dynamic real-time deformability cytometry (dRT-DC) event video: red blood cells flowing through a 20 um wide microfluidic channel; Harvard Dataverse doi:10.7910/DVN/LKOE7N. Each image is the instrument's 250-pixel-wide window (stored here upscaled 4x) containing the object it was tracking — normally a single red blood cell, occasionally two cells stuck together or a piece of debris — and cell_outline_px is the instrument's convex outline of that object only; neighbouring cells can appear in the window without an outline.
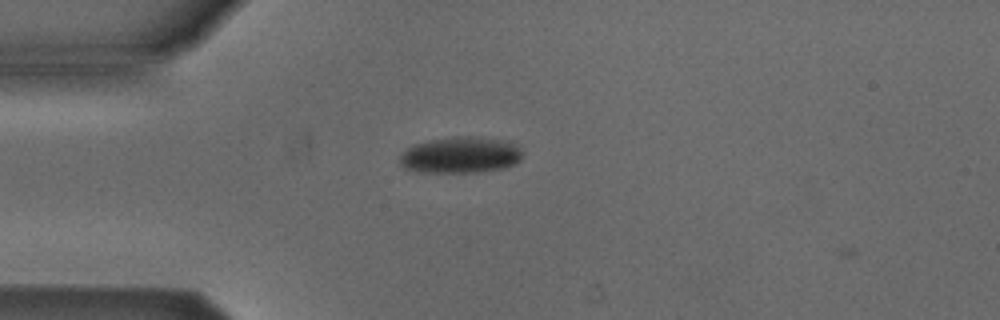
{"species": "Egyptian fruit bat (a non-hibernating species)", "species_latin": "Rousettus aegyptiacus", "temperature_condition": "cold", "stored_images_in_passage": 2, "camera_frame_rate_fps": 3000, "um_per_image_px": 0.085, "animal": {"sex": "male"}, "frame": {"image": 1, "passage_image": 1, "time_ms": 0.0, "image_size_px": [1000, 320], "cell_outline_px": [[520, 160], [504, 168], [480, 172], [420, 172], [404, 168], [400, 164], [400, 156], [412, 144], [452, 136], [472, 136], [508, 140], [520, 148]], "centroid_in_image_um": [39.13, 13.17], "position_along_channel_um": 45.9, "area_um2": 25.95}}